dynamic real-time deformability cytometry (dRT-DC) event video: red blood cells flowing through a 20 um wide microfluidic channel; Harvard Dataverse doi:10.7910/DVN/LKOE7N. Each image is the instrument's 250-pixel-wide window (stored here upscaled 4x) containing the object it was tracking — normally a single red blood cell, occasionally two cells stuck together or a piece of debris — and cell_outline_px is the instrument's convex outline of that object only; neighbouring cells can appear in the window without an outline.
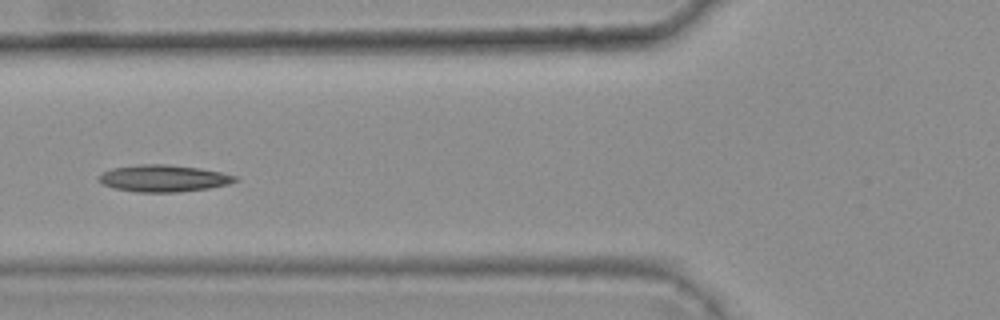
{"species": "common noctule bat (a hibernating species)", "species_latin": "Nyctalus noctula", "temperature_condition": "warm", "stored_images_in_passage": 5, "camera_frame_rate_fps": 3000, "um_per_image_px": 0.085, "animal": {"sex": "female", "body_mass_g": 25.1}, "frame": {"image": 1, "passage_image": 5, "time_ms": 1.333, "image_size_px": [1000, 320], "cell_outline_px": [[236, 180], [228, 184], [208, 188], [180, 192], [136, 192], [112, 188], [96, 180], [100, 172], [112, 168], [140, 164], [164, 164], [200, 168], [220, 172], [236, 176]], "centroid_in_image_um": [13.82, 15.16], "position_along_channel_um": 112.0, "area_um2": 21.39}}